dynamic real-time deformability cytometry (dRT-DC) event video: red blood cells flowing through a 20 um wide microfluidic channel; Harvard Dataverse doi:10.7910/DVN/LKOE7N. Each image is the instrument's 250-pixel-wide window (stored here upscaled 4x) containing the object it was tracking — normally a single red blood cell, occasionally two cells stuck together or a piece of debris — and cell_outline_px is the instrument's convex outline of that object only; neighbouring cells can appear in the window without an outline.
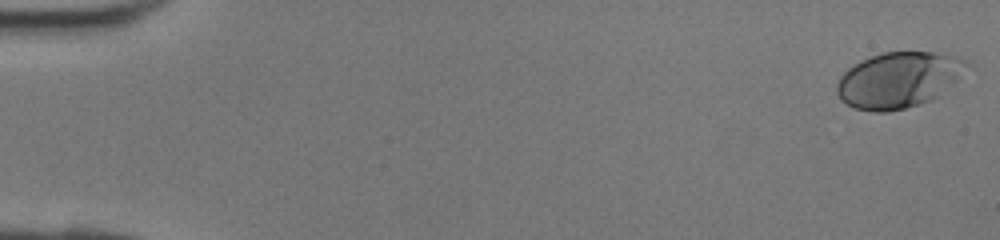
{"species": "human", "species_latin": "Homo sapiens", "temperature_condition": "room temperature", "stored_images_in_passage": 42, "camera_frame_rate_fps": 3000, "um_per_image_px": 0.085, "donor": {"sex": "female"}, "frame": {"image": 1, "passage_image": 1, "time_ms": 0.0, "image_size_px": [1000, 240], "cell_outline_px": [[968, 64], [956, 80], [932, 100], [904, 108], [888, 112], [872, 112], [856, 108], [840, 100], [836, 92], [836, 84], [840, 76], [848, 68], [860, 60], [884, 52], [932, 52], [960, 56]], "centroid_in_image_um": [76.32, 6.79], "position_along_channel_um": 8.7, "area_um2": 41.91}}
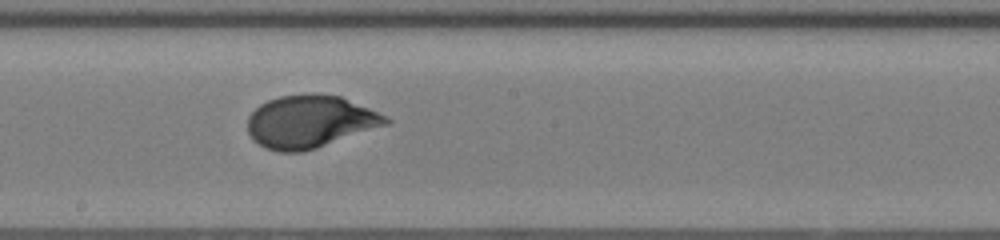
{"frame": {"image": 2, "passage_image": 24, "time_ms": 7.667, "image_size_px": [1000, 240], "cell_outline_px": [[392, 124], [316, 148], [300, 152], [280, 152], [264, 148], [252, 140], [248, 132], [248, 116], [260, 104], [268, 100], [280, 96], [340, 96], [388, 116], [392, 120]], "centroid_in_image_um": [26.37, 10.38], "position_along_channel_um": 221.8, "area_um2": 42.02}}
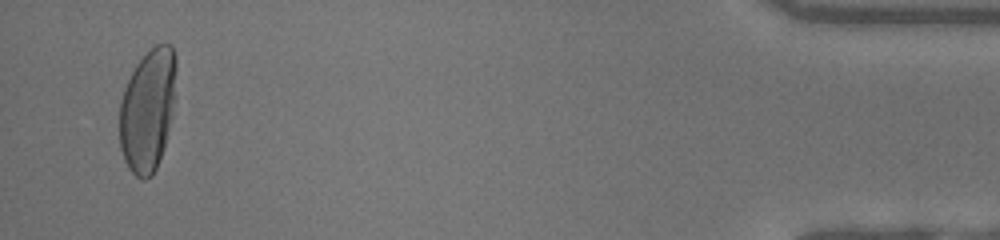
{"frame": {"image": 3, "passage_image": 41, "time_ms": 13.333, "image_size_px": [1000, 240], "cell_outline_px": [[176, 68], [172, 116], [164, 148], [160, 160], [152, 176], [144, 180], [140, 180], [128, 168], [124, 160], [120, 148], [120, 100], [124, 88], [136, 64], [156, 44], [172, 44], [176, 56]], "centroid_in_image_um": [12.56, 9.38], "position_along_channel_um": 422.6, "area_um2": 40.58}}